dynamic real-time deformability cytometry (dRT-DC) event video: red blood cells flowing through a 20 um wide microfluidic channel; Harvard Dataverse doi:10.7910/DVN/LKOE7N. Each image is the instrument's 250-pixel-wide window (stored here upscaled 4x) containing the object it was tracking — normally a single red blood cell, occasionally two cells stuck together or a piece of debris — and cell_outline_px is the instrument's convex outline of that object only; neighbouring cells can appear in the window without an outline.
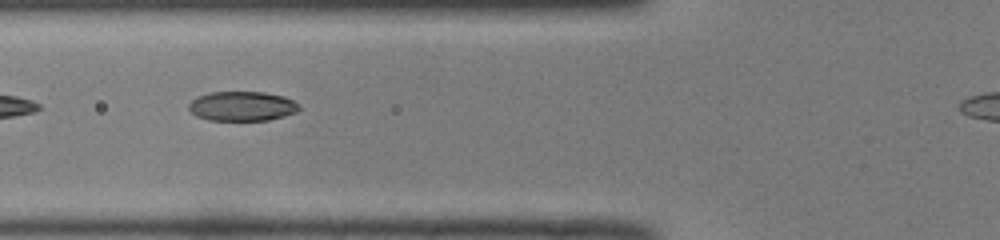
{"species": "common noctule bat (a hibernating species)", "species_latin": "Nyctalus noctula", "temperature_condition": "room temperature", "stored_images_in_passage": 19, "camera_frame_rate_fps": 3000, "um_per_image_px": 0.085, "animal": {"sex": "male", "body_mass_g": 19.0, "forearm_length_mm": 50.8}, "frame": {"image": 1, "passage_image": 4, "time_ms": 1.0, "image_size_px": [1000, 240], "cell_outline_px": [[300, 108], [296, 112], [284, 116], [268, 120], [208, 120], [196, 116], [188, 108], [188, 104], [196, 96], [212, 92], [264, 92], [284, 96], [300, 104]], "centroid_in_image_um": [20.58, 9.02], "position_along_channel_um": 105.2, "area_um2": 19.07}}